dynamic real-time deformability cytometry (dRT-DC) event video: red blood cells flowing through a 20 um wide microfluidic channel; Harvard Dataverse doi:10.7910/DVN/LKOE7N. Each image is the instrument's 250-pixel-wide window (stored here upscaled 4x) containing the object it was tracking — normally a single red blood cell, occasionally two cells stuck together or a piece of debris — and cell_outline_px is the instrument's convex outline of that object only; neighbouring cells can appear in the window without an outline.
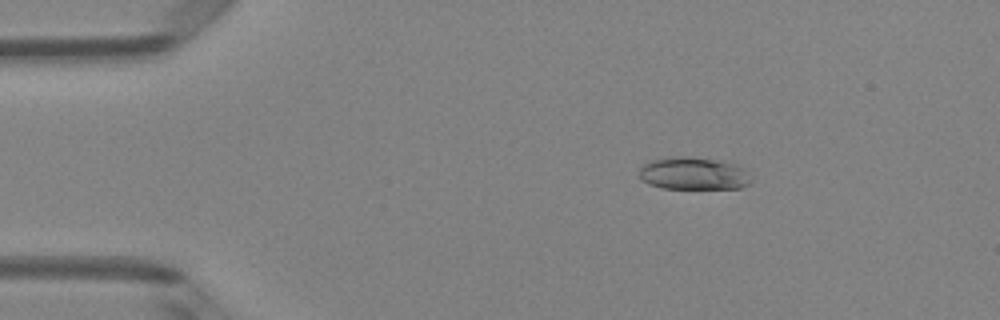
{"species": "Egyptian fruit bat (a non-hibernating species)", "species_latin": "Rousettus aegyptiacus", "temperature_condition": "room temperature", "stored_images_in_passage": 44, "camera_frame_rate_fps": 3000, "um_per_image_px": 0.085, "animal": {"sex": "female"}, "frame": {"image": 1, "passage_image": 3, "time_ms": 0.667, "image_size_px": [1000, 320], "cell_outline_px": [[752, 180], [748, 184], [740, 188], [660, 188], [648, 184], [640, 176], [640, 168], [644, 164], [652, 160], [672, 156], [692, 156], [720, 160], [736, 164], [744, 168]], "centroid_in_image_um": [58.97, 14.73], "position_along_channel_um": 26.0, "area_um2": 21.33}}
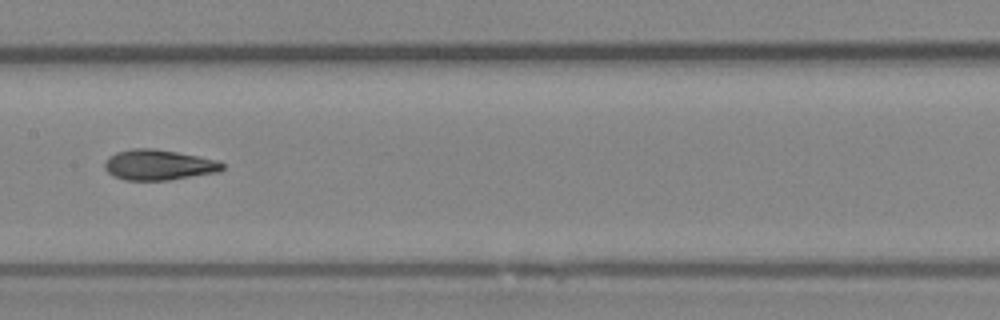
{"frame": {"image": 2, "passage_image": 20, "time_ms": 6.333, "image_size_px": [1000, 320], "cell_outline_px": [[224, 168], [220, 172], [168, 180], [124, 180], [112, 176], [104, 168], [104, 164], [108, 156], [116, 152], [132, 148], [152, 148], [176, 152], [216, 160], [224, 164]], "centroid_in_image_um": [13.45, 14.02], "position_along_channel_um": 194.0, "area_um2": 20.92}}
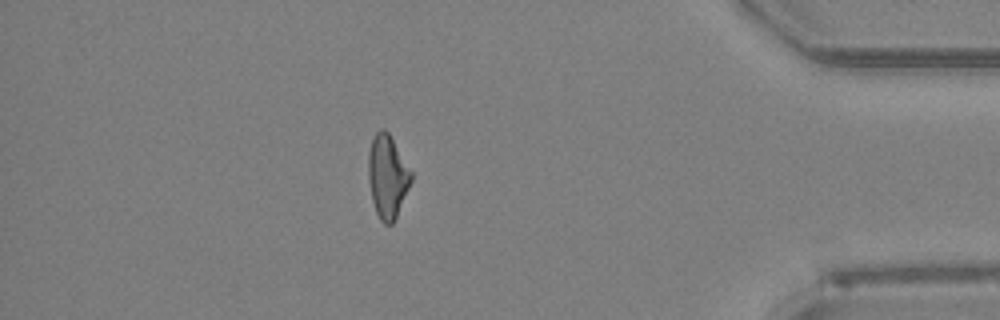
{"frame": {"image": 3, "passage_image": 38, "time_ms": 12.333, "image_size_px": [1000, 320], "cell_outline_px": [[412, 180], [396, 216], [392, 224], [384, 224], [380, 220], [376, 212], [372, 200], [368, 180], [368, 152], [372, 136], [380, 128], [384, 128], [388, 132], [412, 172]], "centroid_in_image_um": [32.91, 14.97], "position_along_channel_um": 402.3, "area_um2": 20.69}, "authors_computed_cell_mechanics": {"area_um2": 20.9236, "velocity_mm_per_s": 4.1379, "shape_relaxation_time_tau1_ms": 6.2327, "shape_relaxation_time_tau2_ms": 2.3262, "deformation_change_tau1": 0.1515, "deformation_change_tau2": 0.0993}}